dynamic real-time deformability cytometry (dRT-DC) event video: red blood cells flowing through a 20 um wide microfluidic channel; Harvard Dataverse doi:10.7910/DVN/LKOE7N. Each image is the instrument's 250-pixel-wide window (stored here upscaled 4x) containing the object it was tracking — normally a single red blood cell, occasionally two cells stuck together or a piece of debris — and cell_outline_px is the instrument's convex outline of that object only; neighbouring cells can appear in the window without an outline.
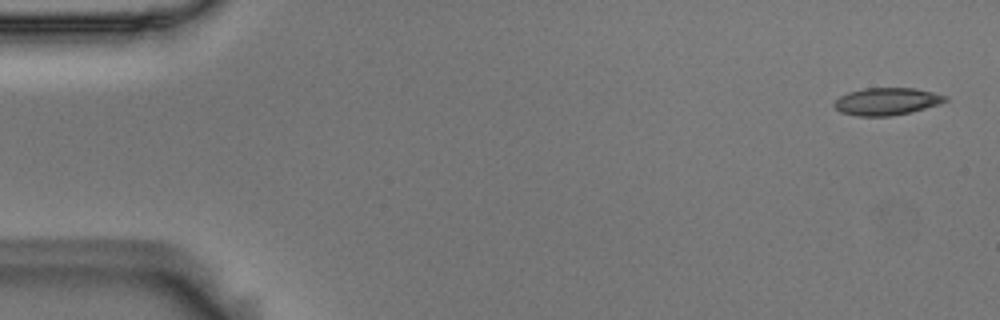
{"species": "Egyptian fruit bat (a non-hibernating species)", "species_latin": "Rousettus aegyptiacus", "temperature_condition": "room temperature", "stored_images_in_passage": 4, "camera_frame_rate_fps": 3000, "um_per_image_px": 0.085, "animal": {"sex": "male"}, "frame": {"image": 1, "passage_image": 1, "time_ms": 0.0, "image_size_px": [1000, 320], "cell_outline_px": [[948, 100], [940, 104], [912, 112], [888, 116], [856, 116], [840, 112], [832, 104], [840, 96], [848, 92], [864, 88], [916, 88], [948, 96]], "centroid_in_image_um": [75.38, 8.62], "position_along_channel_um": 9.6, "area_um2": 17.8}}
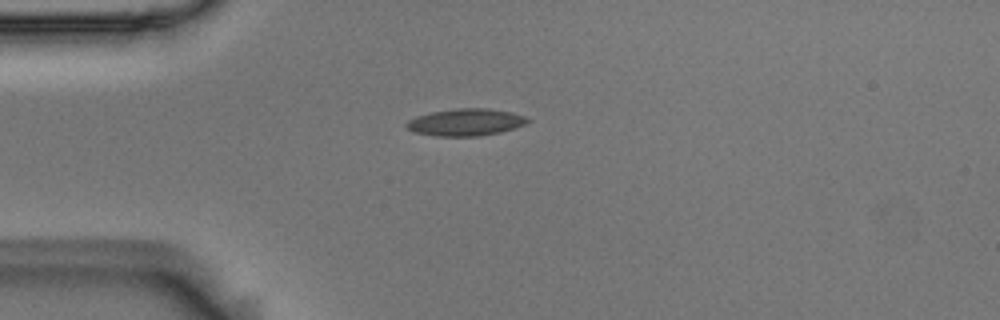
{"frame": {"image": 2, "passage_image": 4, "time_ms": 1.0, "image_size_px": [1000, 320], "cell_outline_px": [[532, 120], [524, 124], [500, 132], [480, 136], [436, 136], [416, 132], [408, 128], [404, 124], [408, 120], [416, 116], [432, 112], [456, 108], [488, 108], [512, 112], [524, 116]], "centroid_in_image_um": [39.58, 10.38], "position_along_channel_um": 45.4, "area_um2": 19.02}}